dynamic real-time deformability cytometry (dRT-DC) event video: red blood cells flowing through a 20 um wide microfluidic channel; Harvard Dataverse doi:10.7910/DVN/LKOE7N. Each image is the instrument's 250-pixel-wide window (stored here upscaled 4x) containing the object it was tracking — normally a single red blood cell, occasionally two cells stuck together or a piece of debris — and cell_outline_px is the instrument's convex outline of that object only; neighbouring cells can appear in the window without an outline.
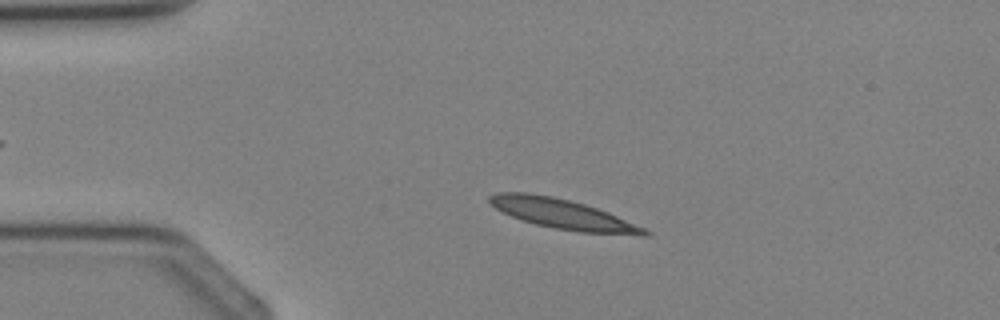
{"species": "Egyptian fruit bat (a non-hibernating species)", "species_latin": "Rousettus aegyptiacus", "temperature_condition": "cold", "stored_images_in_passage": 2, "camera_frame_rate_fps": 3000, "um_per_image_px": 0.085, "animal": {"sex": "female"}, "frame": {"image": 1, "passage_image": 1, "time_ms": 0.0, "image_size_px": [1000, 320], "cell_outline_px": [[652, 236], [640, 236], [580, 232], [556, 228], [536, 224], [500, 212], [488, 200], [488, 196], [496, 192], [528, 192], [552, 196], [584, 204], [608, 212], [644, 228], [652, 232]], "centroid_in_image_um": [47.87, 18.2], "position_along_channel_um": 37.1, "area_um2": 26.93}}